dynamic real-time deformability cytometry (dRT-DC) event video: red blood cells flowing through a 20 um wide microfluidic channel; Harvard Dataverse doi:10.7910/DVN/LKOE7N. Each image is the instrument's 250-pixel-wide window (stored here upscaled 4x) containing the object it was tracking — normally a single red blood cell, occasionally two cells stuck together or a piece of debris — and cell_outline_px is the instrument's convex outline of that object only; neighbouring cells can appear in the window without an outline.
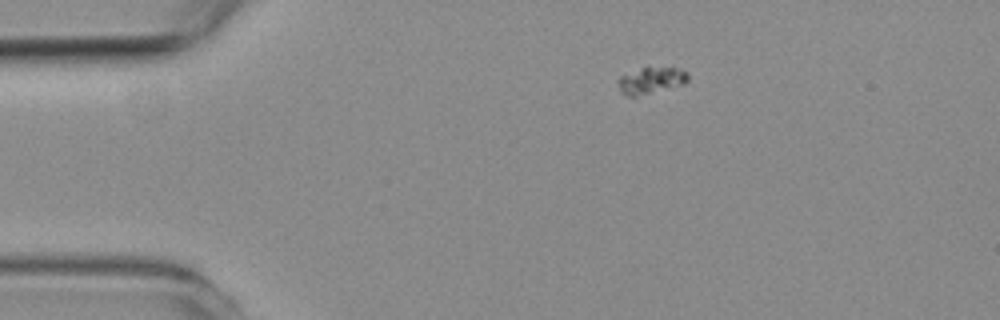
{"species": "common noctule bat (a hibernating species)", "species_latin": "Nyctalus noctula", "temperature_condition": "room temperature", "stored_images_in_passage": 4, "camera_frame_rate_fps": 3000, "um_per_image_px": 0.085, "animal": {"sex": "female", "body_mass_g": 19.3, "forearm_length_mm": 54.1}, "frame": {"image": 1, "passage_image": 1, "time_ms": 0.0, "image_size_px": [1000, 320], "cell_outline_px": [[688, 80], [684, 84], [636, 96], [628, 96], [620, 92], [620, 76], [644, 68], [676, 68], [688, 72]], "centroid_in_image_um": [55.38, 6.85], "position_along_channel_um": 29.6, "area_um2": 10.29}}
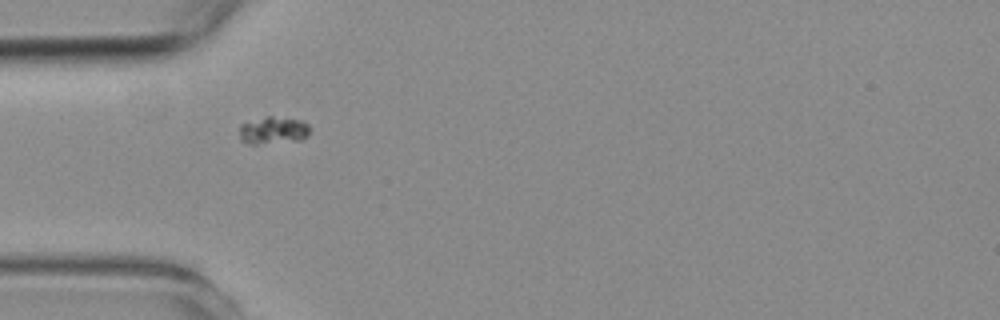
{"frame": {"image": 2, "passage_image": 3, "time_ms": 2.333, "image_size_px": [1000, 320], "cell_outline_px": [[308, 132], [300, 140], [256, 144], [248, 144], [240, 136], [240, 124], [264, 116], [272, 116], [304, 120], [308, 124]], "centroid_in_image_um": [23.21, 11.05], "position_along_channel_um": 61.8, "area_um2": 11.1}}
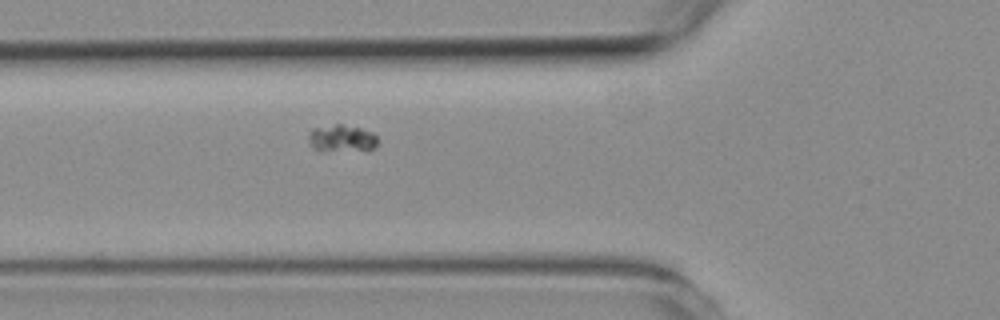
{"frame": {"image": 3, "passage_image": 4, "time_ms": 3.333, "image_size_px": [1000, 320], "cell_outline_px": [[380, 140], [368, 152], [320, 152], [312, 148], [308, 140], [308, 132], [312, 128], [336, 124], [344, 124], [360, 128], [372, 132]], "centroid_in_image_um": [29.04, 11.81], "position_along_channel_um": 96.8, "area_um2": 11.73}}